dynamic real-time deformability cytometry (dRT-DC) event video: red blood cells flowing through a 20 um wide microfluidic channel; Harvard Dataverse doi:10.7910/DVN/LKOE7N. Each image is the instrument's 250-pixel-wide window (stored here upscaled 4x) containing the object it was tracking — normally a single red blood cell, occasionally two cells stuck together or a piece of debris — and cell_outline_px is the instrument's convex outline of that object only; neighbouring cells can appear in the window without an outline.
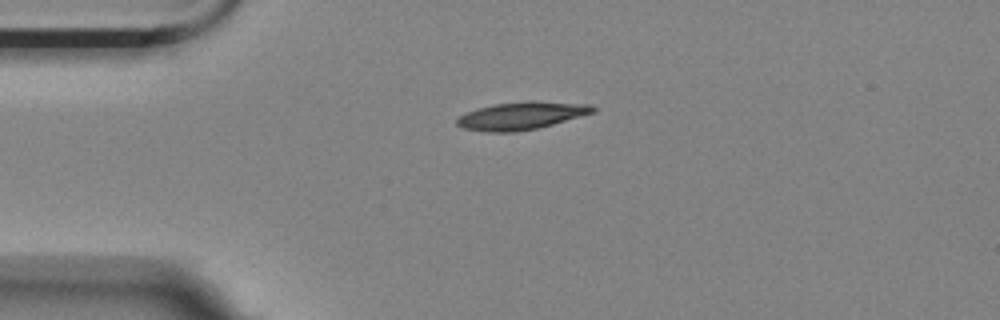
{"species": "Egyptian fruit bat (a non-hibernating species)", "species_latin": "Rousettus aegyptiacus", "temperature_condition": "room temperature", "stored_images_in_passage": 22, "camera_frame_rate_fps": 3000, "um_per_image_px": 0.085, "animal": {"sex": "female"}, "frame": {"image": 1, "passage_image": 1, "time_ms": 0.0, "image_size_px": [1000, 320], "cell_outline_px": [[596, 112], [552, 124], [536, 128], [512, 132], [488, 132], [464, 128], [456, 124], [456, 120], [464, 112], [476, 108], [492, 104], [528, 100], [532, 100], [592, 104], [596, 108]], "centroid_in_image_um": [44.33, 9.81], "position_along_channel_um": 40.7, "area_um2": 22.14}}
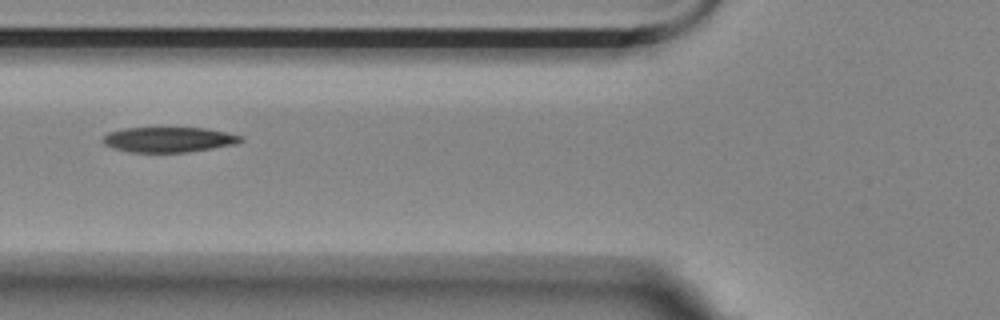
{"frame": {"image": 2, "passage_image": 9, "time_ms": 2.667, "image_size_px": [1000, 320], "cell_outline_px": [[244, 140], [236, 144], [188, 152], [132, 152], [112, 148], [104, 144], [100, 140], [108, 132], [124, 128], [208, 128], [228, 132], [244, 136]], "centroid_in_image_um": [14.36, 11.86], "position_along_channel_um": 111.4, "area_um2": 20.4}}
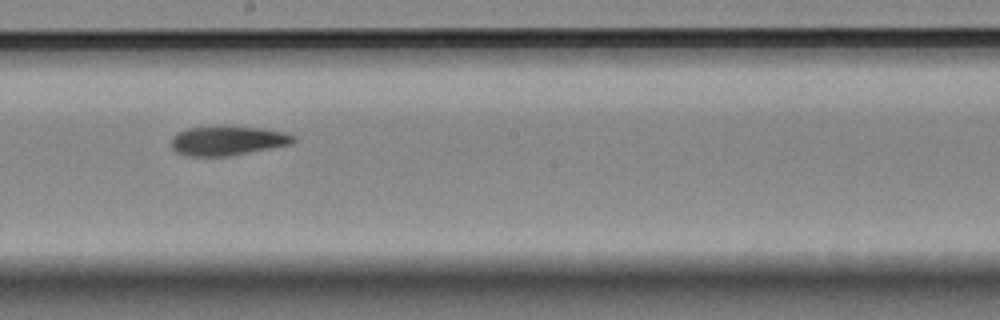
{"frame": {"image": 3, "passage_image": 19, "time_ms": 6.0, "image_size_px": [1000, 320], "cell_outline_px": [[296, 140], [292, 144], [272, 148], [228, 156], [188, 156], [176, 152], [172, 148], [172, 136], [176, 132], [188, 128], [264, 128], [284, 132], [296, 136]], "centroid_in_image_um": [19.36, 11.98], "position_along_channel_um": 228.8, "area_um2": 20.46}}